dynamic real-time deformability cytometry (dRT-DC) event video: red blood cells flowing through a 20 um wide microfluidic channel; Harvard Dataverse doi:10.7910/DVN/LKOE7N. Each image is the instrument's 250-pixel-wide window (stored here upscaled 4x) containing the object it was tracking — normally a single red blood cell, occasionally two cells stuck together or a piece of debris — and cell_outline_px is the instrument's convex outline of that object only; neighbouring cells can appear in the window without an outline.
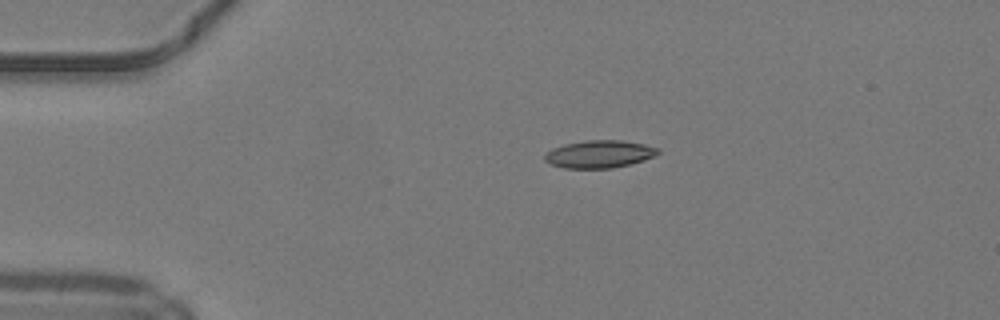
{"species": "common noctule bat (a hibernating species)", "species_latin": "Nyctalus noctula", "temperature_condition": "warm", "stored_images_in_passage": 39, "camera_frame_rate_fps": 3000, "um_per_image_px": 0.085, "animal": {"sex": "male", "body_mass_g": 19.2, "forearm_length_mm": 51.8}, "frame": {"image": 1, "passage_image": 1, "time_ms": 0.0, "image_size_px": [1000, 320], "cell_outline_px": [[660, 152], [644, 160], [612, 168], [564, 168], [552, 164], [544, 160], [544, 156], [552, 148], [564, 144], [588, 140], [620, 140], [644, 144], [660, 148]], "centroid_in_image_um": [50.94, 13.09], "position_along_channel_um": 34.1, "area_um2": 18.03}}
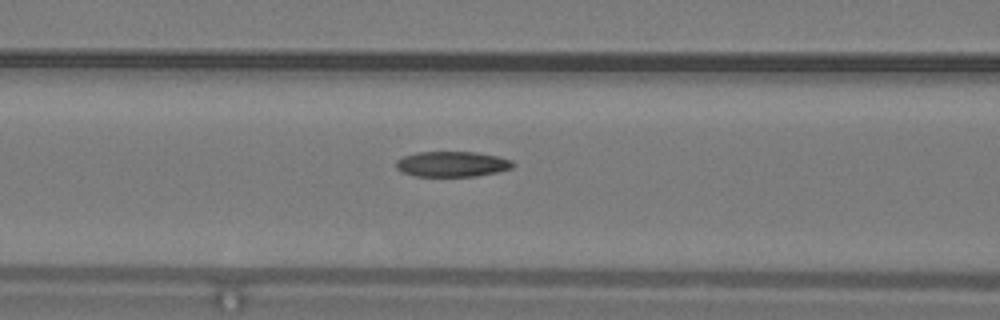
{"frame": {"image": 2, "passage_image": 11, "time_ms": 3.333, "image_size_px": [1000, 320], "cell_outline_px": [[516, 164], [512, 168], [496, 172], [476, 176], [416, 176], [400, 172], [396, 168], [396, 160], [404, 156], [416, 152], [476, 152], [496, 156], [512, 160]], "centroid_in_image_um": [38.41, 13.94], "position_along_channel_um": 128.2, "area_um2": 17.34}}
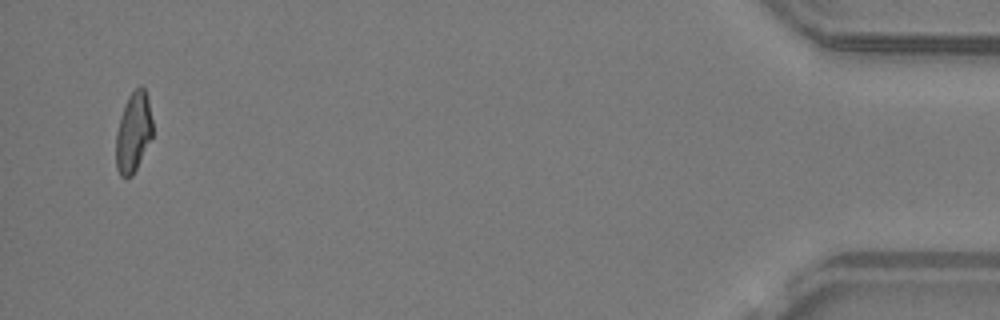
{"frame": {"image": 3, "passage_image": 38, "time_ms": 12.333, "image_size_px": [1000, 320], "cell_outline_px": [[152, 136], [132, 176], [120, 176], [116, 168], [116, 132], [120, 116], [124, 104], [128, 96], [140, 84], [144, 88], [148, 100], [152, 120]], "centroid_in_image_um": [11.32, 11.21], "position_along_channel_um": 423.9, "area_um2": 16.94}}